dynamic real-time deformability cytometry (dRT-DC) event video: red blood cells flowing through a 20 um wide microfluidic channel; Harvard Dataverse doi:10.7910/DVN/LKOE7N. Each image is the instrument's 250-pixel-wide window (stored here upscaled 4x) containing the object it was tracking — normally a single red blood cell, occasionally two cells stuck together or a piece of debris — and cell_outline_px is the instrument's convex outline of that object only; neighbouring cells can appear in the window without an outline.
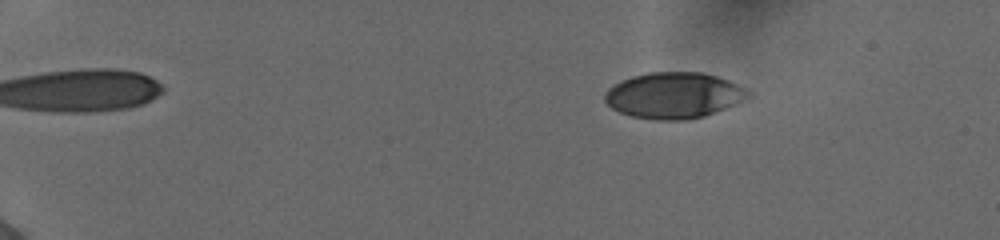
{"species": "human", "species_latin": "Homo sapiens", "temperature_condition": "cold", "stored_images_in_passage": 55, "camera_frame_rate_fps": 3000, "um_per_image_px": 0.085, "donor": {"sex": "female"}, "frame": {"image": 1, "passage_image": 10, "time_ms": 3.0, "image_size_px": [1000, 240], "cell_outline_px": [[752, 96], [748, 100], [704, 116], [684, 120], [656, 120], [632, 116], [620, 112], [612, 108], [604, 100], [604, 96], [608, 88], [632, 76], [648, 72], [704, 72], [728, 80], [752, 92]], "centroid_in_image_um": [57.32, 8.11], "position_along_channel_um": 27.7, "area_um2": 38.55}}
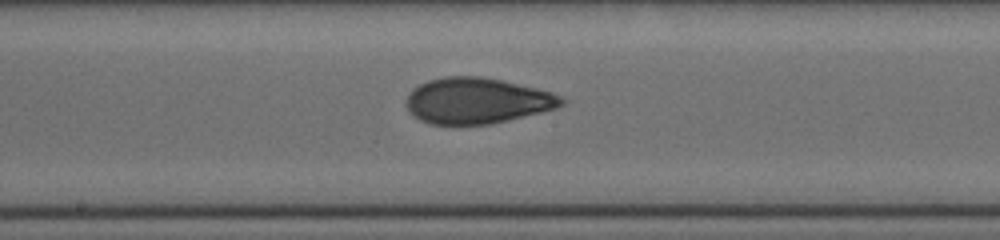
{"frame": {"image": 2, "passage_image": 33, "time_ms": 10.667, "image_size_px": [1000, 240], "cell_outline_px": [[568, 100], [564, 104], [556, 108], [492, 124], [428, 124], [420, 120], [404, 104], [408, 96], [420, 84], [428, 80], [444, 76], [480, 76], [500, 80], [536, 88], [552, 92], [564, 96]], "centroid_in_image_um": [40.59, 8.56], "position_along_channel_um": 207.6, "area_um2": 41.33}}
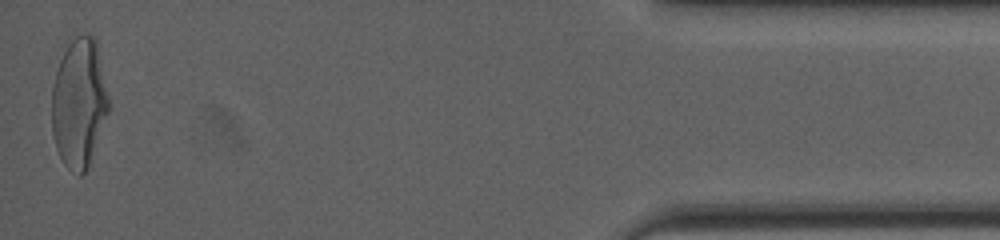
{"frame": {"image": 3, "passage_image": 55, "time_ms": 18.0, "image_size_px": [1000, 240], "cell_outline_px": [[108, 112], [88, 168], [80, 176], [68, 168], [64, 164], [56, 148], [52, 136], [52, 88], [56, 72], [60, 60], [68, 44], [76, 36], [84, 32], [88, 32], [96, 36], [108, 96]], "centroid_in_image_um": [6.72, 8.72], "position_along_channel_um": 428.5, "area_um2": 42.89}, "authors_computed_cell_mechanics": {"area_um2": 40.5178, "velocity_mm_per_s": 3.9043, "shape_relaxation_time_tau1_ms": 5.6672, "shape_relaxation_time_tau2_ms": 1.4311, "deformation_change_tau1": 0.2111, "deformation_change_tau2": 0.0721}}